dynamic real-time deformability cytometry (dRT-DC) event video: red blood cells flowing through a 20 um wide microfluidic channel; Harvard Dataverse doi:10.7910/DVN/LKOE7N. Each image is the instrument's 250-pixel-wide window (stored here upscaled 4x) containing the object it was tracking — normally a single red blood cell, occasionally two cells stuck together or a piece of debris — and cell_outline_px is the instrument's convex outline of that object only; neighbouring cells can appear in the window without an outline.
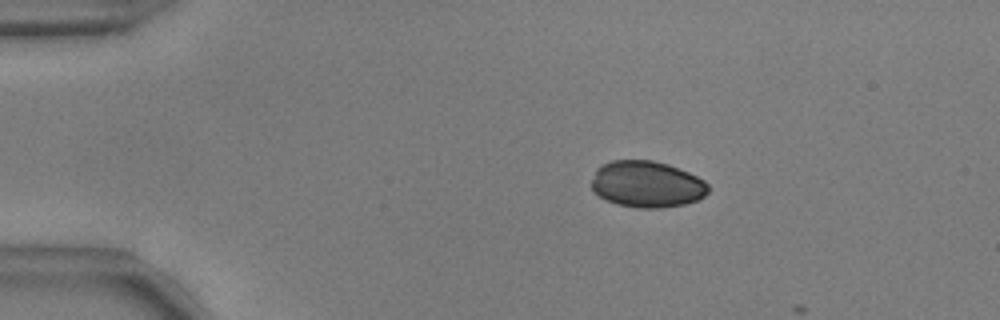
{"species": "common noctule bat (a hibernating species)", "species_latin": "Nyctalus noctula", "temperature_condition": "warm", "stored_images_in_passage": 2, "camera_frame_rate_fps": 3000, "um_per_image_px": 0.085, "animal": {"sex": "male", "body_mass_g": 17.9, "forearm_length_mm": 54.2}, "frame": {"image": 1, "passage_image": 1, "time_ms": 0.0, "image_size_px": [1000, 320], "cell_outline_px": [[708, 192], [704, 196], [696, 200], [684, 204], [660, 208], [640, 208], [616, 204], [604, 200], [592, 192], [592, 180], [596, 168], [600, 164], [612, 160], [652, 160], [668, 164], [688, 172], [704, 180], [708, 184]], "centroid_in_image_um": [54.94, 15.66], "position_along_channel_um": 30.1, "area_um2": 31.85}}